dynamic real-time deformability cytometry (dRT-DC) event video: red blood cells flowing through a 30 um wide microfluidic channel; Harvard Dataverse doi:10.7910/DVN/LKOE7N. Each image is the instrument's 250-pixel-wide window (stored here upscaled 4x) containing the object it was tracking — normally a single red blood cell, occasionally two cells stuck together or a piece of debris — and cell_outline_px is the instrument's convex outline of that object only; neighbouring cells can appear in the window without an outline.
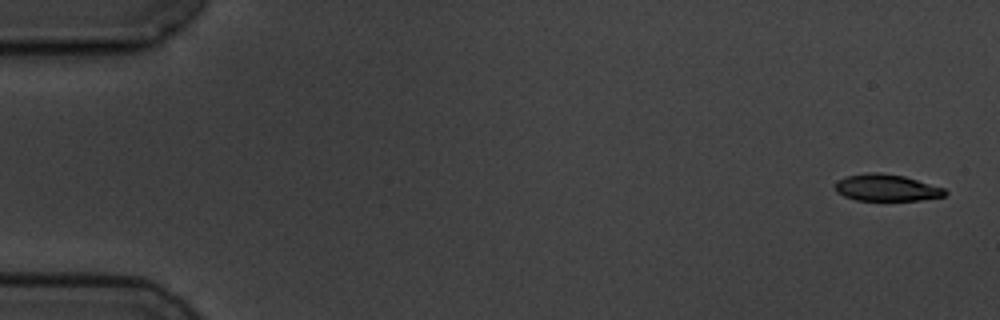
{"species": "common noctule bat (a hibernating species)", "species_latin": "Nyctalus noctula", "temperature_condition": "cold", "stored_images_in_passage": 5, "camera_frame_rate_fps": 3000, "um_per_image_px": 0.085, "animal": {"sex": "male", "body_mass_g": 19.5, "forearm_length_mm": 54.6}, "frame": {"image": 1, "passage_image": 1, "time_ms": 0.0, "image_size_px": [1000, 320], "cell_outline_px": [[948, 192], [944, 196], [920, 200], [856, 200], [844, 196], [836, 192], [836, 184], [844, 176], [872, 172], [880, 172], [904, 176], [944, 188]], "centroid_in_image_um": [75.36, 15.95], "position_along_channel_um": 9.6, "area_um2": 16.99}}
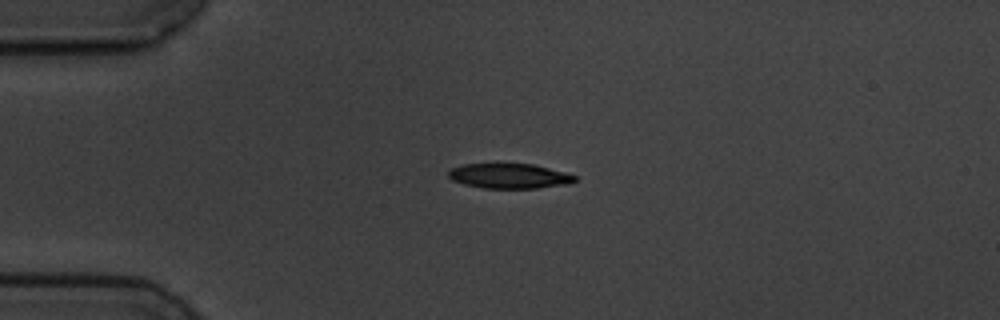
{"frame": {"image": 2, "passage_image": 4, "time_ms": 4.0, "image_size_px": [1000, 320], "cell_outline_px": [[576, 180], [568, 184], [536, 188], [484, 188], [464, 184], [452, 180], [448, 176], [448, 172], [452, 168], [464, 164], [496, 160], [532, 164], [564, 172], [576, 176]], "centroid_in_image_um": [43.23, 14.9], "position_along_channel_um": 41.8, "area_um2": 19.13}}